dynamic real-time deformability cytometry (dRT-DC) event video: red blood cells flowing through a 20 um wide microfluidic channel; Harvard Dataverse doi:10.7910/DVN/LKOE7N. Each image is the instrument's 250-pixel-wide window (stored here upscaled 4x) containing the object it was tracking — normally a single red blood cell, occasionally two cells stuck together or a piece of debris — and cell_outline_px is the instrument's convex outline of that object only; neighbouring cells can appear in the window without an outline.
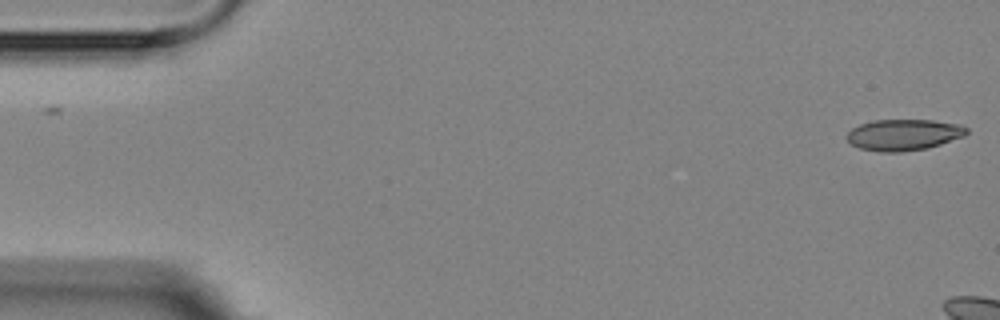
{"species": "Egyptian fruit bat (a non-hibernating species)", "species_latin": "Rousettus aegyptiacus", "temperature_condition": "room temperature", "stored_images_in_passage": 2, "camera_frame_rate_fps": 3000, "um_per_image_px": 0.085, "animal": {"sex": "female"}, "frame": {"image": 1, "passage_image": 2, "time_ms": 1.0, "image_size_px": [1000, 320], "cell_outline_px": [[968, 132], [964, 136], [928, 148], [900, 152], [880, 152], [860, 148], [852, 144], [844, 136], [852, 128], [860, 124], [872, 120], [932, 120], [960, 124], [968, 128]], "centroid_in_image_um": [76.8, 11.45], "position_along_channel_um": 8.2, "area_um2": 21.85}}